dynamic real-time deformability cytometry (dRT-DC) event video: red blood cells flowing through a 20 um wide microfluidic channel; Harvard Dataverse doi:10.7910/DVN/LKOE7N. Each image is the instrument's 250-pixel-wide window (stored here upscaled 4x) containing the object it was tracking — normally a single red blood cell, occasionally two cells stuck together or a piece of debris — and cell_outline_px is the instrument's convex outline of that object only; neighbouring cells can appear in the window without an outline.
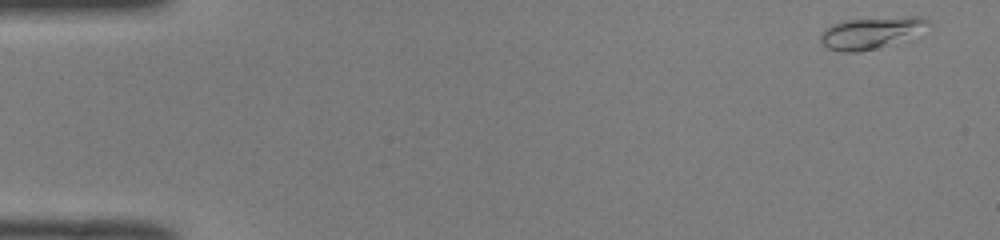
{"species": "common noctule bat (a hibernating species)", "species_latin": "Nyctalus noctula", "temperature_condition": "room temperature", "stored_images_in_passage": 49, "camera_frame_rate_fps": 3000, "um_per_image_px": 0.085, "animal": {"sex": "male", "body_mass_g": 19.0, "forearm_length_mm": 50.8}, "frame": {"image": 1, "passage_image": 1, "time_ms": 0.0, "image_size_px": [1000, 240], "cell_outline_px": [[932, 24], [876, 48], [856, 52], [840, 52], [828, 48], [820, 44], [820, 36], [824, 28], [832, 24], [844, 20], [908, 16], [920, 16], [928, 20]], "centroid_in_image_um": [73.88, 2.76], "position_along_channel_um": 11.1, "area_um2": 19.07}}
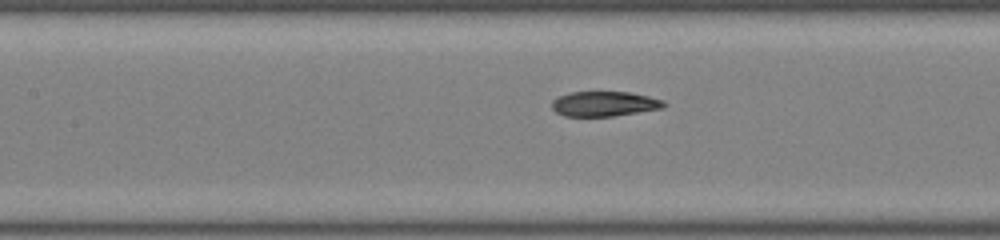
{"frame": {"image": 2, "passage_image": 22, "time_ms": 7.0, "image_size_px": [1000, 240], "cell_outline_px": [[668, 104], [664, 108], [612, 116], [564, 116], [556, 112], [552, 108], [552, 100], [568, 92], [632, 92], [664, 100]], "centroid_in_image_um": [51.39, 8.82], "position_along_channel_um": 156.0, "area_um2": 16.36}}
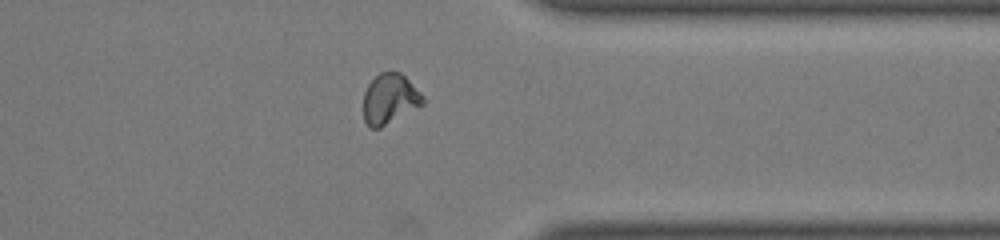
{"frame": {"image": 3, "passage_image": 39, "time_ms": 12.667, "image_size_px": [1000, 240], "cell_outline_px": [[424, 104], [380, 128], [368, 128], [364, 120], [364, 92], [368, 84], [380, 72], [400, 72], [424, 96]], "centroid_in_image_um": [33.11, 8.42], "position_along_channel_um": 378.3, "area_um2": 17.28}, "authors_computed_cell_mechanics": {"area_um2": 17.051, "velocity_mm_per_s": 4.0147, "shape_relaxation_time_tau1_ms": 10.2779, "shape_relaxation_time_tau2_ms": 2.501, "deformation_change_tau1": 0.2919, "deformation_change_tau2": 0.0413}}